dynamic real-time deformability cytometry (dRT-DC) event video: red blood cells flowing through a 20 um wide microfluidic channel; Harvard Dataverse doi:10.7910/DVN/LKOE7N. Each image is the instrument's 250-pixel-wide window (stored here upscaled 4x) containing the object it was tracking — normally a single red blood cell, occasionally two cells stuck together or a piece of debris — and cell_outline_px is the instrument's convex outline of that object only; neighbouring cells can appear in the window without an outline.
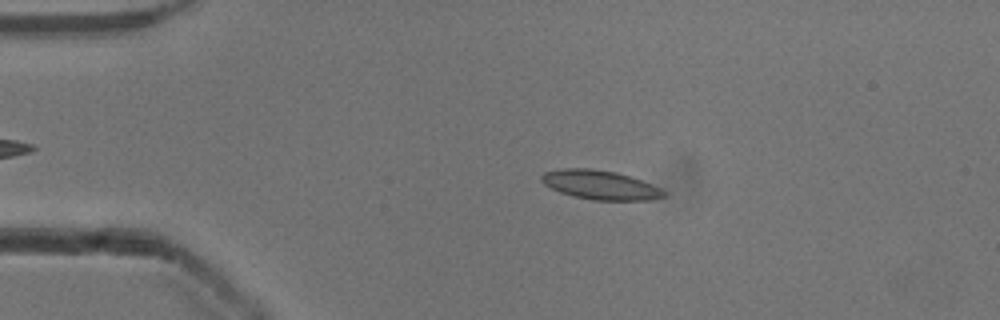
{"species": "common noctule bat (a hibernating species)", "species_latin": "Nyctalus noctula", "temperature_condition": "cold", "stored_images_in_passage": 52, "camera_frame_rate_fps": 3000, "um_per_image_px": 0.085, "animal": {"sex": "male", "body_mass_g": 13.3}, "frame": {"image": 1, "passage_image": 10, "time_ms": 3.0, "image_size_px": [1000, 320], "cell_outline_px": [[664, 196], [652, 200], [592, 200], [572, 196], [560, 192], [544, 184], [540, 180], [540, 176], [544, 172], [560, 168], [592, 168], [616, 172], [652, 184], [660, 188], [664, 192]], "centroid_in_image_um": [50.97, 15.71], "position_along_channel_um": 34.0, "area_um2": 20.75}}
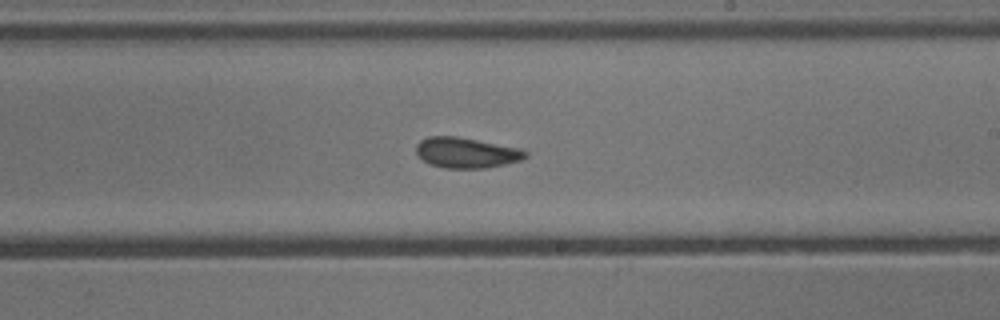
{"frame": {"image": 2, "passage_image": 30, "time_ms": 9.667, "image_size_px": [1000, 320], "cell_outline_px": [[528, 156], [520, 160], [504, 164], [484, 168], [444, 168], [432, 164], [424, 160], [416, 152], [416, 144], [420, 140], [428, 136], [456, 136], [524, 148], [528, 152]], "centroid_in_image_um": [39.68, 12.96], "position_along_channel_um": 249.3, "area_um2": 19.48}}
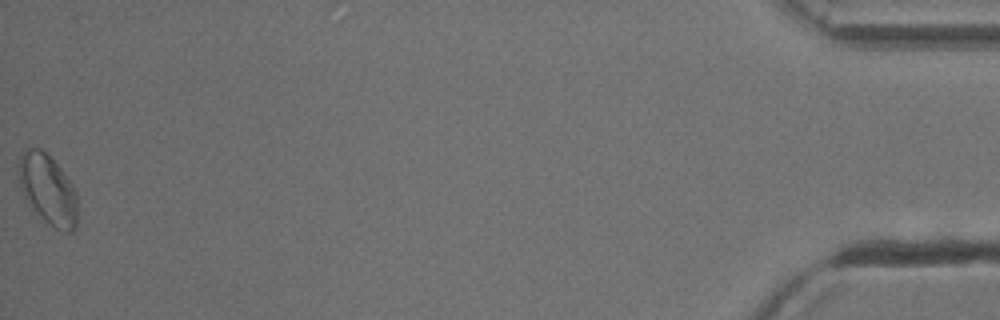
{"frame": {"image": 3, "passage_image": 52, "time_ms": 17.0, "image_size_px": [1000, 320], "cell_outline_px": [[76, 224], [72, 232], [64, 232], [56, 228], [32, 212], [20, 188], [16, 176], [16, 164], [24, 148], [40, 148], [60, 168], [72, 184], [76, 192]], "centroid_in_image_um": [3.99, 16.09], "position_along_channel_um": 431.2, "area_um2": 24.39}, "authors_computed_cell_mechanics": {"area_um2": 19.8254, "velocity_mm_per_s": 3.8847, "shape_relaxation_time_tau1_ms": null, "shape_relaxation_time_tau2_ms": 2.0908, "deformation_change_tau1": null, "deformation_change_tau2": 0.0621}}